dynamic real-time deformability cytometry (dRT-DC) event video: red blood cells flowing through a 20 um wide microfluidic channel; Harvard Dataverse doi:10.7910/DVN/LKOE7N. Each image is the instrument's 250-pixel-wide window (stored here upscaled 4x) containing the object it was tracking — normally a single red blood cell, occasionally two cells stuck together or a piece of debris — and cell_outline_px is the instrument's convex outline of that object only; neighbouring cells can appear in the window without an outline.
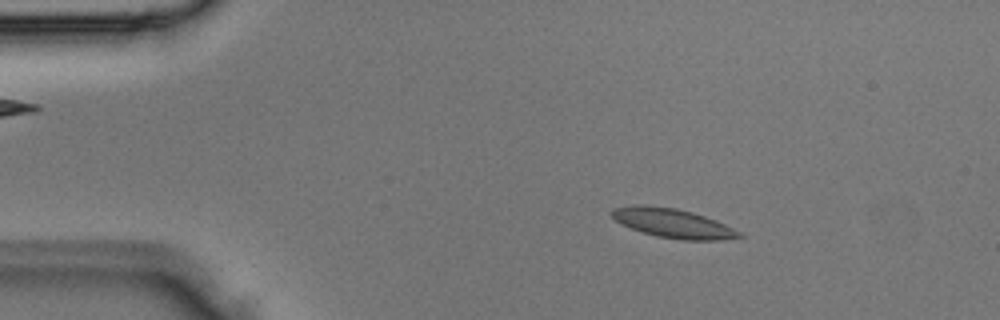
{"species": "Egyptian fruit bat (a non-hibernating species)", "species_latin": "Rousettus aegyptiacus", "temperature_condition": "room temperature", "stored_images_in_passage": 3, "camera_frame_rate_fps": 3000, "um_per_image_px": 0.085, "animal": {"sex": "male"}, "frame": {"image": 1, "passage_image": 2, "time_ms": 0.333, "image_size_px": [1000, 320], "cell_outline_px": [[744, 236], [724, 240], [680, 240], [656, 236], [632, 228], [616, 220], [612, 216], [612, 208], [636, 204], [644, 204], [676, 208], [692, 212], [716, 220], [740, 232]], "centroid_in_image_um": [57.21, 18.97], "position_along_channel_um": 27.8, "area_um2": 21.56}}